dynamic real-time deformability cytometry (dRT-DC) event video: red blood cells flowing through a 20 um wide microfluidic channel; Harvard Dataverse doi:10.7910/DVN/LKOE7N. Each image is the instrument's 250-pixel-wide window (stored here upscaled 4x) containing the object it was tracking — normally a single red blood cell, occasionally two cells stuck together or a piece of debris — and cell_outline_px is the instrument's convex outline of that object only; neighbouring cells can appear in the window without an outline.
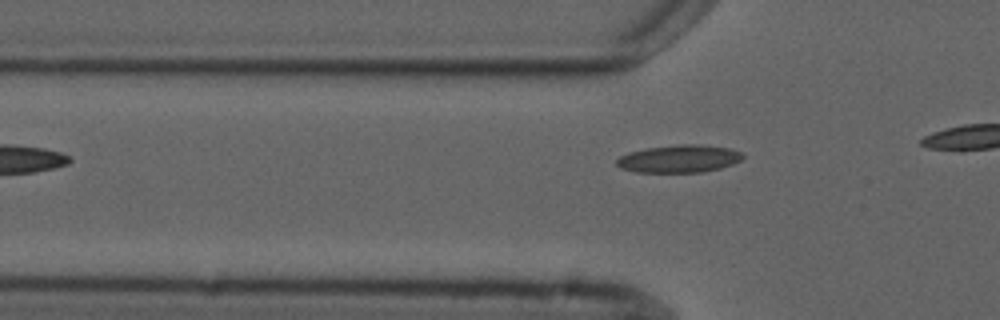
{"species": "common noctule bat (a hibernating species)", "species_latin": "Nyctalus noctula", "temperature_condition": "cold", "stored_images_in_passage": 4, "camera_frame_rate_fps": 3000, "um_per_image_px": 0.085, "animal": {"sex": "male", "forearm_length_mm": 52.5}, "frame": {"image": 1, "passage_image": 4, "time_ms": 3.667, "image_size_px": [1000, 320], "cell_outline_px": [[744, 156], [740, 160], [732, 164], [720, 168], [704, 172], [636, 172], [620, 168], [616, 164], [616, 160], [620, 156], [628, 152], [644, 148], [680, 144], [700, 144], [728, 148], [744, 152]], "centroid_in_image_um": [57.72, 13.49], "position_along_channel_um": 68.1, "area_um2": 20.46}}